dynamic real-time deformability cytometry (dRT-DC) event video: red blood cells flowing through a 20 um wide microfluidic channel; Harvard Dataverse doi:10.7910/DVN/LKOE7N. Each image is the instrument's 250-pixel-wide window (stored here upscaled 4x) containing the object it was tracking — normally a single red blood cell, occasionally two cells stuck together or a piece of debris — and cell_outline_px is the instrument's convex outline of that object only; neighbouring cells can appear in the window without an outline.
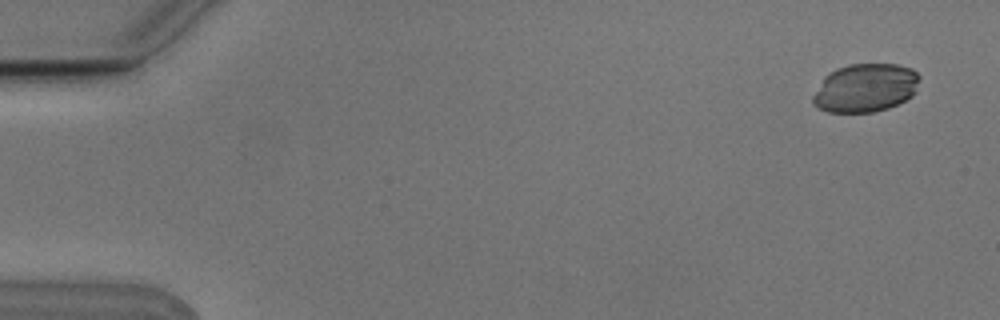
{"species": "Egyptian fruit bat (a non-hibernating species)", "species_latin": "Rousettus aegyptiacus", "temperature_condition": "cold", "stored_images_in_passage": 5, "camera_frame_rate_fps": 3000, "um_per_image_px": 0.085, "animal": {"sex": "male"}, "frame": {"image": 1, "passage_image": 1, "time_ms": 0.0, "image_size_px": [1000, 320], "cell_outline_px": [[920, 76], [916, 92], [912, 96], [888, 108], [872, 112], [828, 112], [816, 108], [812, 104], [812, 96], [824, 76], [828, 72], [836, 68], [848, 64], [896, 64], [912, 68]], "centroid_in_image_um": [73.53, 7.46], "position_along_channel_um": 11.5, "area_um2": 30.4}}
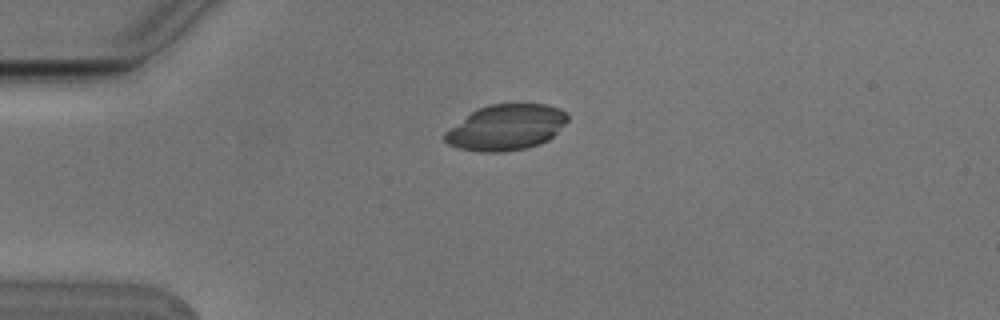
{"frame": {"image": 2, "passage_image": 4, "time_ms": 1.0, "image_size_px": [1000, 320], "cell_outline_px": [[568, 120], [548, 140], [540, 144], [528, 148], [504, 152], [480, 152], [460, 148], [448, 144], [444, 140], [444, 132], [472, 112], [488, 104], [548, 104], [560, 108], [568, 112]], "centroid_in_image_um": [43.04, 10.83], "position_along_channel_um": 42.0, "area_um2": 32.66}}